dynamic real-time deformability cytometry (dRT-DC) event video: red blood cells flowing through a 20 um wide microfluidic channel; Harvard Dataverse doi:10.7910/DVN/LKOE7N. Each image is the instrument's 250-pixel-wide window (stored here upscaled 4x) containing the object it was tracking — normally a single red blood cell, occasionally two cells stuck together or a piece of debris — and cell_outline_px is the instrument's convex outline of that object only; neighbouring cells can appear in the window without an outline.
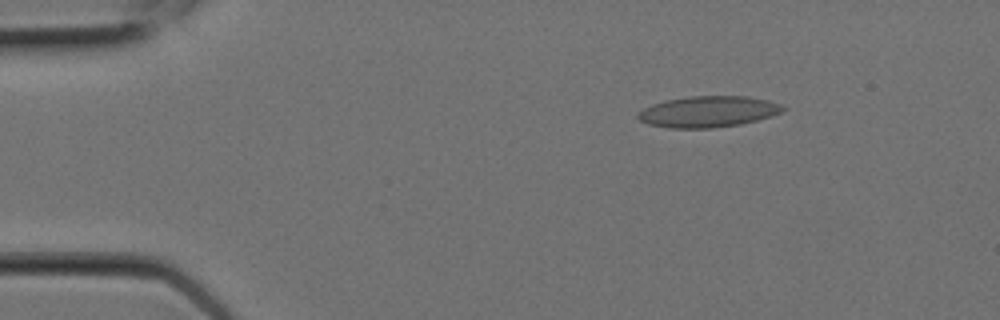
{"species": "Egyptian fruit bat (a non-hibernating species)", "species_latin": "Rousettus aegyptiacus", "temperature_condition": "room temperature", "stored_images_in_passage": 9, "camera_frame_rate_fps": 3000, "um_per_image_px": 0.085, "animal": {"sex": "female"}, "frame": {"image": 1, "passage_image": 3, "time_ms": 0.667, "image_size_px": [1000, 320], "cell_outline_px": [[788, 108], [772, 116], [740, 124], [712, 128], [668, 128], [648, 124], [640, 120], [636, 116], [636, 112], [652, 104], [668, 100], [688, 96], [748, 96], [768, 100], [784, 104]], "centroid_in_image_um": [60.21, 9.49], "position_along_channel_um": 24.8, "area_um2": 26.47}}
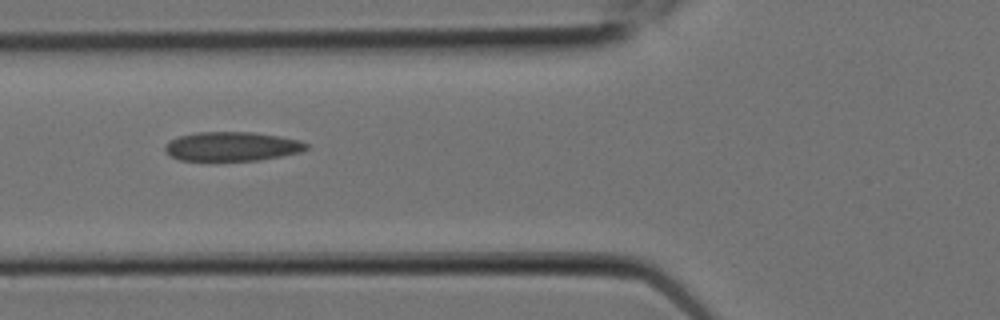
{"frame": {"image": 2, "passage_image": 7, "time_ms": 2.0, "image_size_px": [1000, 320], "cell_outline_px": [[312, 148], [300, 152], [260, 160], [180, 160], [172, 156], [164, 148], [164, 144], [168, 140], [180, 136], [196, 132], [252, 132], [280, 136], [300, 140], [308, 144]], "centroid_in_image_um": [19.75, 12.43], "position_along_channel_um": 106.0, "area_um2": 24.04}}
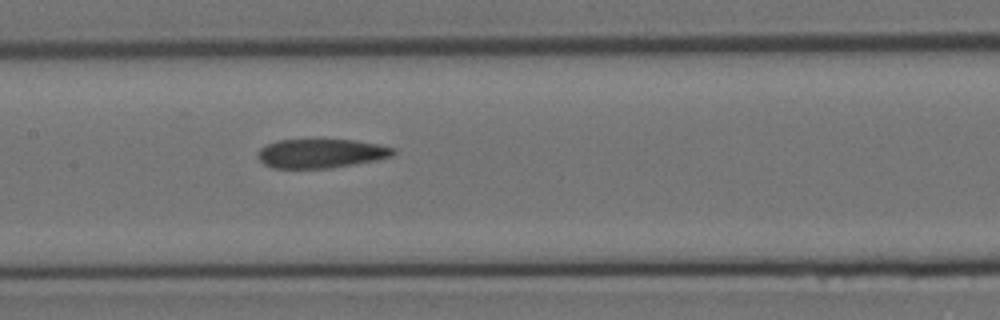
{"frame": {"image": 3, "passage_image": 9, "time_ms": 2.667, "image_size_px": [1000, 320], "cell_outline_px": [[396, 152], [392, 156], [376, 160], [356, 164], [332, 168], [272, 168], [264, 164], [256, 156], [260, 148], [268, 144], [280, 140], [356, 140], [396, 148]], "centroid_in_image_um": [27.3, 13.05], "position_along_channel_um": 180.1, "area_um2": 22.95}}